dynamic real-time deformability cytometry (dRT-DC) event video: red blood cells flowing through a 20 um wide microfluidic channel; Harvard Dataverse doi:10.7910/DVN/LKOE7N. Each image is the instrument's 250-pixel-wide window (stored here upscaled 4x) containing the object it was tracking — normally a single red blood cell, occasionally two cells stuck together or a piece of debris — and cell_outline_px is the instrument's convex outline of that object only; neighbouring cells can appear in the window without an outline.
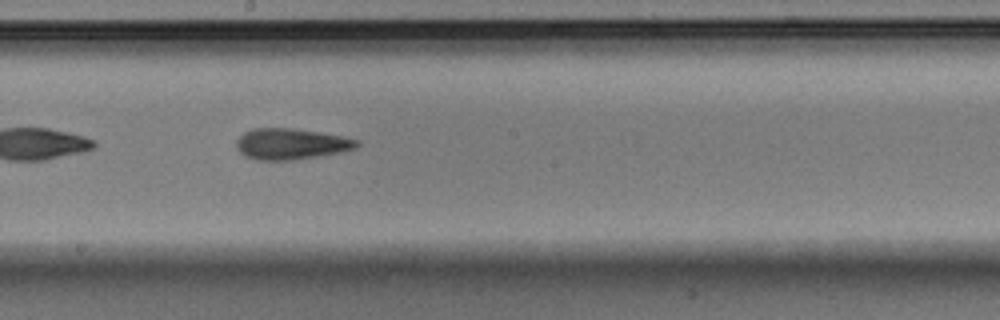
{"species": "Egyptian fruit bat (a non-hibernating species)", "species_latin": "Rousettus aegyptiacus", "temperature_condition": "warm", "stored_images_in_passage": 40, "camera_frame_rate_fps": 3000, "um_per_image_px": 0.085, "animal": {"sex": "male"}, "frame": {"image": 1, "passage_image": 23, "time_ms": 7.333, "image_size_px": [1000, 320], "cell_outline_px": [[360, 144], [356, 148], [344, 152], [320, 156], [292, 160], [256, 160], [244, 156], [236, 148], [236, 140], [244, 132], [252, 128], [292, 128], [344, 136], [360, 140]], "centroid_in_image_um": [24.76, 12.24], "position_along_channel_um": 223.4, "area_um2": 22.08}, "authors_computed_cell_mechanics": {"area_um2": 21.2704, "velocity_mm_per_s": 3.9082, "shape_relaxation_time_tau1_ms": 5.1677, "shape_relaxation_time_tau2_ms": 3.3674, "deformation_change_tau1": 0.1774, "deformation_change_tau2": 0.1342}}